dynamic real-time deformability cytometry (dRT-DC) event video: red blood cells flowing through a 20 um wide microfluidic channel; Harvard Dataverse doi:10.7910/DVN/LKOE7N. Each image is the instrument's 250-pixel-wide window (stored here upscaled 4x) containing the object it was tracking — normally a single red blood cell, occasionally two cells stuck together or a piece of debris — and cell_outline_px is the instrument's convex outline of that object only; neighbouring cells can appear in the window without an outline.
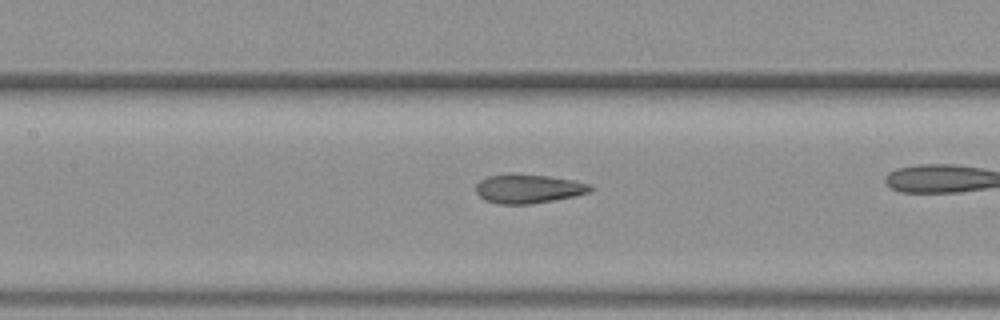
{"species": "common noctule bat (a hibernating species)", "species_latin": "Nyctalus noctula", "temperature_condition": "warm", "stored_images_in_passage": 37, "camera_frame_rate_fps": 3000, "um_per_image_px": 0.085, "animal": {"sex": "female", "body_mass_g": 19.3, "forearm_length_mm": 54.1}, "frame": {"image": 1, "passage_image": 12, "time_ms": 3.667, "image_size_px": [1000, 320], "cell_outline_px": [[592, 192], [576, 196], [532, 204], [496, 204], [484, 200], [476, 192], [476, 184], [480, 180], [488, 176], [548, 176], [572, 180], [592, 184]], "centroid_in_image_um": [44.95, 16.09], "position_along_channel_um": 162.4, "area_um2": 18.9}, "authors_computed_cell_mechanics": {"area_um2": 19.1318, "velocity_mm_per_s": 4.0779, "shape_relaxation_time_tau1_ms": null, "shape_relaxation_time_tau2_ms": 1.2786, "deformation_change_tau1": null, "deformation_change_tau2": 0.085}}